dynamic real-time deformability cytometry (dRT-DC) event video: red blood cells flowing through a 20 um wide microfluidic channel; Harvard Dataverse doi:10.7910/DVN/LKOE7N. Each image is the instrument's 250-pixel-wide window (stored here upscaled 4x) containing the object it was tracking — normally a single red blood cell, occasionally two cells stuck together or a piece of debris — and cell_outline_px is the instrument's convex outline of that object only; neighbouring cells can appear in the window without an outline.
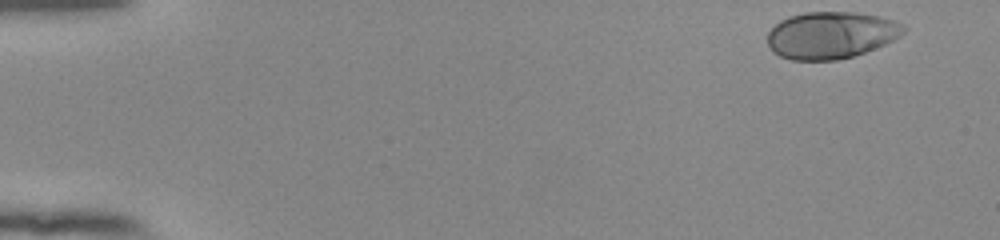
{"species": "human", "species_latin": "Homo sapiens", "temperature_condition": "room temperature", "stored_images_in_passage": 51, "camera_frame_rate_fps": 3000, "um_per_image_px": 0.085, "donor": {"sex": "female"}, "frame": {"image": 1, "passage_image": 1, "time_ms": 0.0, "image_size_px": [1000, 240], "cell_outline_px": [[908, 28], [900, 36], [884, 44], [864, 52], [852, 56], [836, 60], [792, 60], [780, 56], [772, 52], [768, 44], [768, 32], [780, 20], [788, 16], [804, 12], [856, 12], [880, 16], [904, 24]], "centroid_in_image_um": [70.63, 2.97], "position_along_channel_um": 14.4, "area_um2": 37.34}}
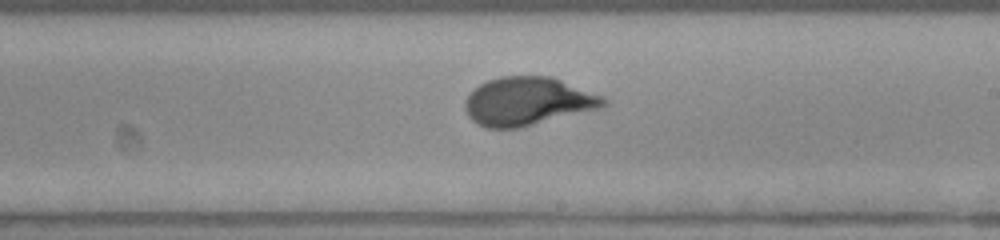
{"frame": {"image": 2, "passage_image": 30, "time_ms": 9.667, "image_size_px": [1000, 240], "cell_outline_px": [[608, 104], [604, 108], [520, 128], [484, 128], [476, 124], [468, 116], [464, 108], [464, 100], [480, 84], [488, 80], [500, 76], [552, 76], [604, 96], [608, 100]], "centroid_in_image_um": [44.9, 8.62], "position_along_channel_um": 244.1, "area_um2": 39.59}}
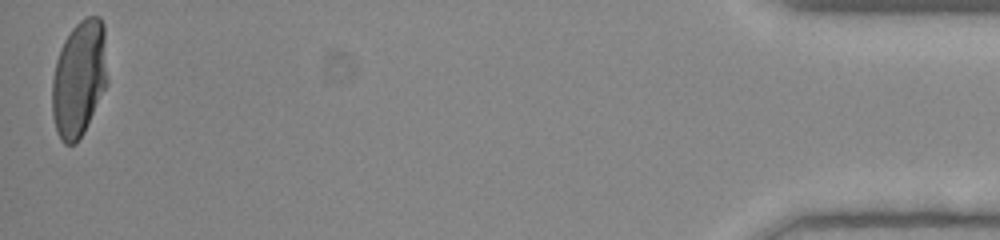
{"frame": {"image": 3, "passage_image": 51, "time_ms": 16.667, "image_size_px": [1000, 240], "cell_outline_px": [[108, 84], [84, 132], [76, 144], [64, 144], [60, 140], [56, 132], [52, 116], [52, 80], [56, 60], [60, 48], [64, 40], [72, 28], [80, 20], [88, 16], [100, 16], [104, 24], [108, 80]], "centroid_in_image_um": [6.73, 6.69], "position_along_channel_um": 428.5, "area_um2": 38.09}, "authors_computed_cell_mechanics": {"area_um2": 37.3388, "velocity_mm_per_s": 3.8439, "shape_relaxation_time_tau1_ms": 4.1697, "shape_relaxation_time_tau2_ms": null, "deformation_change_tau1": 0.2004, "deformation_change_tau2": null}}